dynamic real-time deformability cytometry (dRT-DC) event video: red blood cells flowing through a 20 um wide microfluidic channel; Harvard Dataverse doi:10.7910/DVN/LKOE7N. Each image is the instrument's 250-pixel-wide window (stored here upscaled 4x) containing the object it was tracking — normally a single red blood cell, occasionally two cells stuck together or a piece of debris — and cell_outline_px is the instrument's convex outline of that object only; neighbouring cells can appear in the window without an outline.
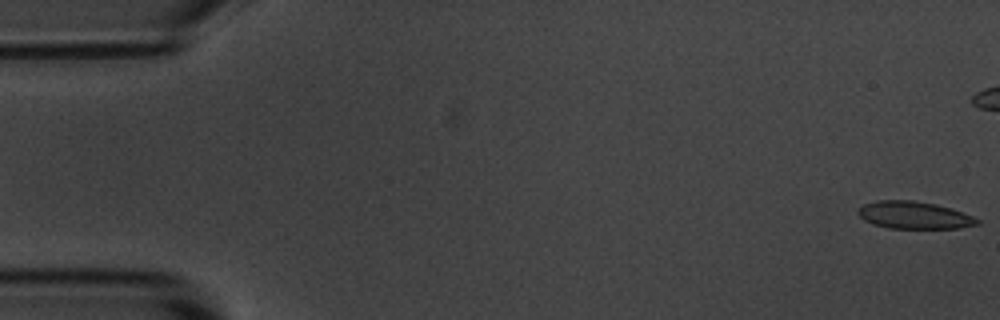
{"species": "common noctule bat (a hibernating species)", "species_latin": "Nyctalus noctula", "temperature_condition": "room temperature", "stored_images_in_passage": 7, "camera_frame_rate_fps": 3000, "um_per_image_px": 0.085, "animal": {"sex": "male", "body_mass_g": 20.1, "forearm_length_mm": 53.5}, "frame": {"image": 1, "passage_image": 1, "time_ms": 0.0, "image_size_px": [1000, 320], "cell_outline_px": [[980, 224], [960, 228], [888, 228], [872, 224], [864, 220], [856, 212], [864, 204], [876, 200], [912, 200], [936, 204], [952, 208], [972, 216], [980, 220]], "centroid_in_image_um": [77.7, 18.29], "position_along_channel_um": 7.3, "area_um2": 19.07}}